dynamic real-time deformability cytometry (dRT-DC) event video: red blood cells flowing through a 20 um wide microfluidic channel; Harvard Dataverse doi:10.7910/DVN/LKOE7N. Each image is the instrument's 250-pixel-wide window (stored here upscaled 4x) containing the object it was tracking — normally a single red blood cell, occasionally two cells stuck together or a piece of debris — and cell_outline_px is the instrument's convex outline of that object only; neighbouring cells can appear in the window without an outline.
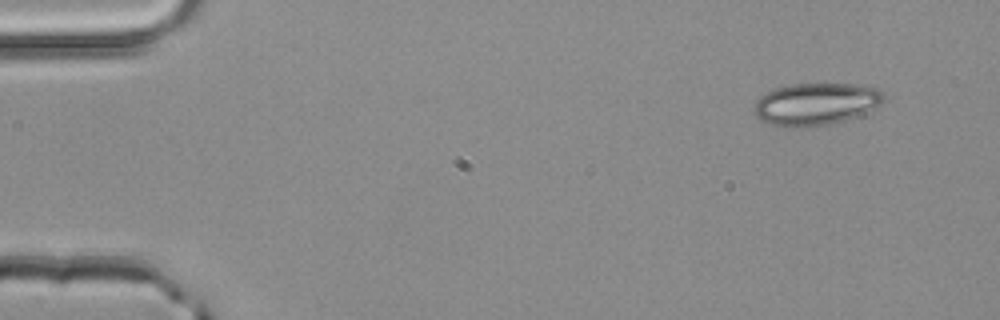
{"species": "common noctule bat (a hibernating species)", "species_latin": "Nyctalus noctula", "temperature_condition": "room temperature", "stored_images_in_passage": 3, "camera_frame_rate_fps": 3000, "um_per_image_px": 0.085, "animal": {"sex": "male", "body_mass_g": 20.4}, "frame": {"image": 1, "passage_image": 1, "time_ms": 0.0, "image_size_px": [1000, 320], "cell_outline_px": [[884, 100], [880, 104], [864, 112], [844, 120], [828, 124], [772, 124], [760, 120], [756, 116], [756, 100], [760, 96], [776, 88], [792, 84], [856, 84], [880, 88], [884, 96]], "centroid_in_image_um": [69.39, 8.78], "position_along_channel_um": 15.6, "area_um2": 30.63}}